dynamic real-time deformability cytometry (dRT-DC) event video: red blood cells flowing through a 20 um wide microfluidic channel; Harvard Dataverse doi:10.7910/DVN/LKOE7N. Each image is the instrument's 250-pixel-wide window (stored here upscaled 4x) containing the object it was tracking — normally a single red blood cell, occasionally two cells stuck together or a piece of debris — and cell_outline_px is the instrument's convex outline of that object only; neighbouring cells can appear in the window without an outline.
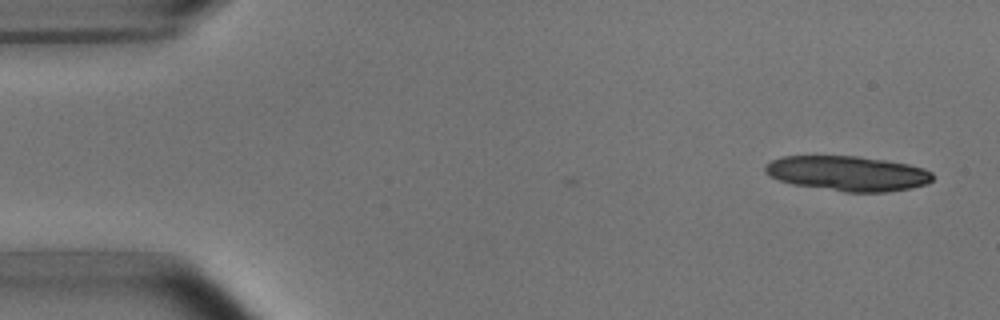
{"species": "common noctule bat (a hibernating species)", "species_latin": "Nyctalus noctula", "temperature_condition": "room temperature", "stored_images_in_passage": 2, "camera_frame_rate_fps": 3000, "um_per_image_px": 0.085, "animal": {"sex": "male", "body_mass_g": 15.6}, "frame": {"image": 1, "passage_image": 2, "time_ms": 1.0, "image_size_px": [1000, 320], "cell_outline_px": [[932, 180], [928, 184], [888, 192], [844, 192], [792, 184], [768, 176], [764, 172], [764, 164], [772, 160], [784, 156], [856, 156], [884, 160], [908, 164], [924, 168], [932, 172]], "centroid_in_image_um": [72.03, 14.74], "position_along_channel_um": 13.0, "area_um2": 34.22}}